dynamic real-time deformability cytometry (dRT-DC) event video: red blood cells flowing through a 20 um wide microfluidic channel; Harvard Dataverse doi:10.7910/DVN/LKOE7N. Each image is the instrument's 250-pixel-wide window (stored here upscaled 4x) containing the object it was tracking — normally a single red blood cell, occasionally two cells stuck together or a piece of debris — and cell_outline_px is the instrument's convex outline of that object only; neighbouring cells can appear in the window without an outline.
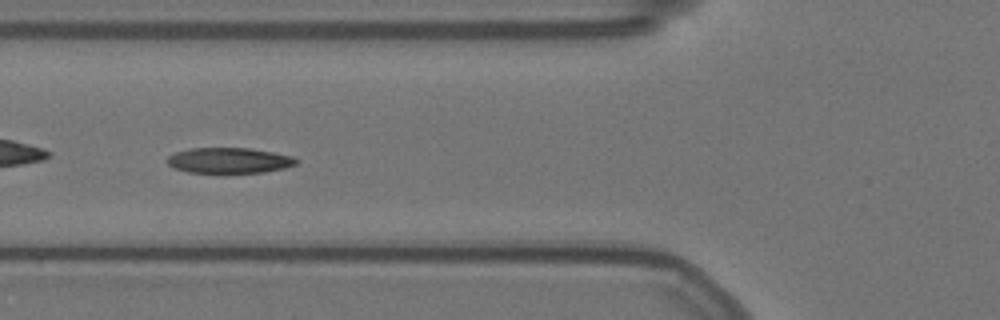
{"species": "Egyptian fruit bat (a non-hibernating species)", "species_latin": "Rousettus aegyptiacus", "temperature_condition": "warm", "stored_images_in_passage": 51, "camera_frame_rate_fps": 3000, "um_per_image_px": 0.085, "animal": {"sex": "female"}, "frame": {"image": 1, "passage_image": 14, "time_ms": 4.333, "image_size_px": [1000, 320], "cell_outline_px": [[300, 160], [296, 164], [284, 168], [264, 172], [188, 172], [176, 168], [168, 164], [168, 156], [176, 152], [188, 148], [248, 148], [272, 152], [292, 156]], "centroid_in_image_um": [19.5, 13.63], "position_along_channel_um": 106.3, "area_um2": 18.96}}
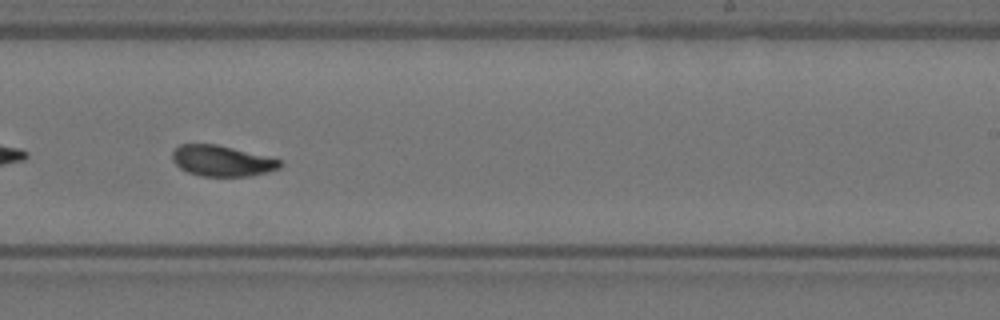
{"frame": {"image": 2, "passage_image": 28, "time_ms": 9.0, "image_size_px": [1000, 320], "cell_outline_px": [[284, 164], [280, 168], [268, 172], [248, 176], [200, 176], [188, 172], [180, 168], [172, 160], [172, 152], [180, 144], [216, 144], [280, 160]], "centroid_in_image_um": [18.84, 13.68], "position_along_channel_um": 270.2, "area_um2": 19.13}}
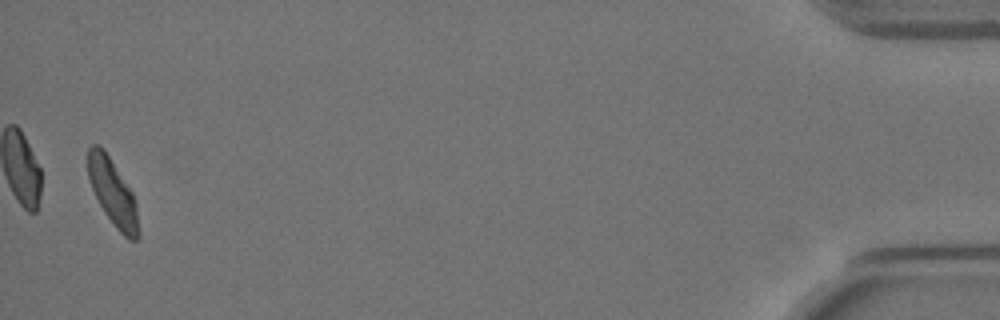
{"frame": {"image": 3, "passage_image": 49, "time_ms": 16.0, "image_size_px": [1000, 320], "cell_outline_px": [[140, 236], [136, 240], [128, 240], [116, 228], [104, 212], [88, 180], [88, 148], [92, 144], [96, 144], [104, 148], [132, 192], [136, 204], [140, 232]], "centroid_in_image_um": [9.6, 16.38], "position_along_channel_um": 425.6, "area_um2": 19.54}, "authors_computed_cell_mechanics": {"area_um2": 19.8832, "velocity_mm_per_s": 3.5209, "shape_relaxation_time_tau1_ms": 3.9417, "shape_relaxation_time_tau2_ms": 2.1848, "deformation_change_tau1": 0.1438, "deformation_change_tau2": 0.0765}}